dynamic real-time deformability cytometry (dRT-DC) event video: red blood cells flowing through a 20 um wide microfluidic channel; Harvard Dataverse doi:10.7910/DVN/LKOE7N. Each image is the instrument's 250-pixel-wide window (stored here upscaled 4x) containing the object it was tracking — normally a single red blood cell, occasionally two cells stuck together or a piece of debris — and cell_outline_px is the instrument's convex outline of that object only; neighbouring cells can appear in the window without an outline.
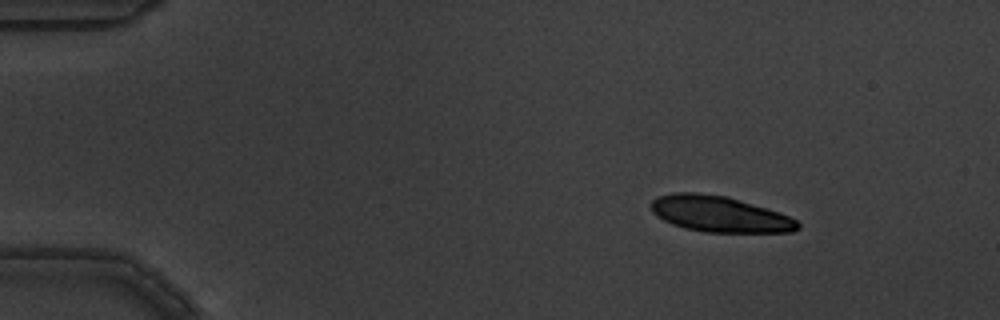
{"species": "common noctule bat (a hibernating species)", "species_latin": "Nyctalus noctula", "temperature_condition": "warm", "stored_images_in_passage": 5, "camera_frame_rate_fps": 3000, "um_per_image_px": 0.085, "animal": {"sex": "male", "body_mass_g": 19.5, "forearm_length_mm": 54.6}, "frame": {"image": 1, "passage_image": 2, "time_ms": 0.333, "image_size_px": [1000, 320], "cell_outline_px": [[800, 228], [792, 232], [704, 232], [684, 228], [672, 224], [656, 216], [652, 212], [652, 200], [656, 196], [672, 192], [696, 192], [728, 196], [788, 216], [796, 220], [800, 224]], "centroid_in_image_um": [61.11, 18.19], "position_along_channel_um": 23.9, "area_um2": 30.63}}